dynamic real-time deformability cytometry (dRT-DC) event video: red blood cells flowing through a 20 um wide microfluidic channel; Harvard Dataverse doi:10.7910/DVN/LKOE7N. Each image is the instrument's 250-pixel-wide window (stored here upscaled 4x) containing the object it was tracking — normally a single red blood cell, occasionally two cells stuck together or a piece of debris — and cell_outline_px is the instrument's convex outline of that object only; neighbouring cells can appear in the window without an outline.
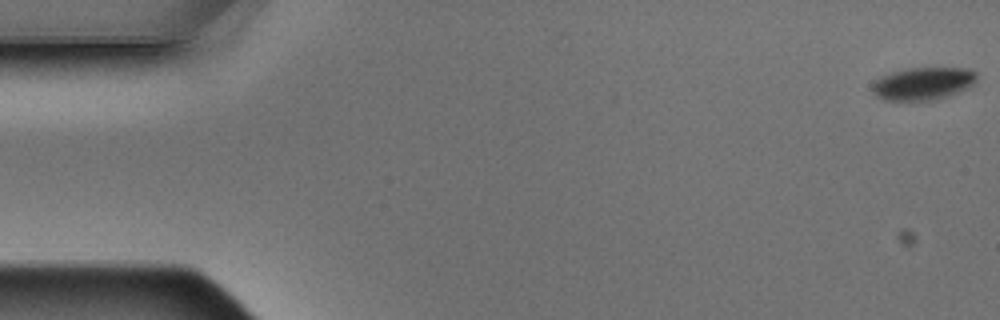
{"species": "Egyptian fruit bat (a non-hibernating species)", "species_latin": "Rousettus aegyptiacus", "temperature_condition": "warm", "stored_images_in_passage": 8, "camera_frame_rate_fps": 3000, "um_per_image_px": 0.085, "animal": {"sex": "male"}, "frame": {"image": 1, "passage_image": 1, "time_ms": 0.0, "image_size_px": [1000, 320], "cell_outline_px": [[976, 80], [968, 88], [944, 96], [928, 100], [884, 100], [876, 96], [872, 92], [872, 84], [880, 76], [892, 72], [908, 68], [968, 68], [976, 72]], "centroid_in_image_um": [78.42, 7.09], "position_along_channel_um": 6.6, "area_um2": 19.65}}
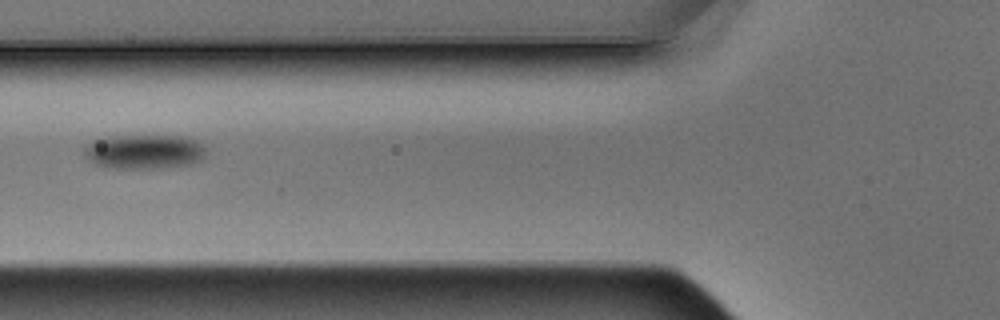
{"frame": {"image": 2, "passage_image": 6, "time_ms": 1.667, "image_size_px": [1000, 320], "cell_outline_px": [[204, 156], [200, 160], [188, 164], [160, 168], [112, 168], [96, 164], [88, 160], [84, 156], [84, 148], [92, 140], [116, 136], [188, 136], [196, 140], [204, 148]], "centroid_in_image_um": [12.23, 12.89], "position_along_channel_um": 113.6, "area_um2": 24.28}}
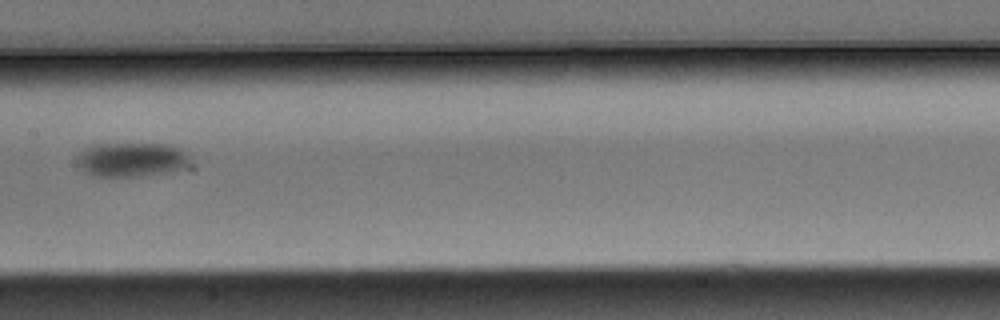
{"frame": {"image": 3, "passage_image": 8, "time_ms": 2.333, "image_size_px": [1000, 320], "cell_outline_px": [[188, 160], [184, 168], [140, 176], [96, 176], [84, 172], [76, 164], [76, 160], [80, 152], [84, 148], [92, 144], [172, 144], [180, 148], [188, 156]], "centroid_in_image_um": [11.1, 13.55], "position_along_channel_um": 196.3, "area_um2": 22.43}}